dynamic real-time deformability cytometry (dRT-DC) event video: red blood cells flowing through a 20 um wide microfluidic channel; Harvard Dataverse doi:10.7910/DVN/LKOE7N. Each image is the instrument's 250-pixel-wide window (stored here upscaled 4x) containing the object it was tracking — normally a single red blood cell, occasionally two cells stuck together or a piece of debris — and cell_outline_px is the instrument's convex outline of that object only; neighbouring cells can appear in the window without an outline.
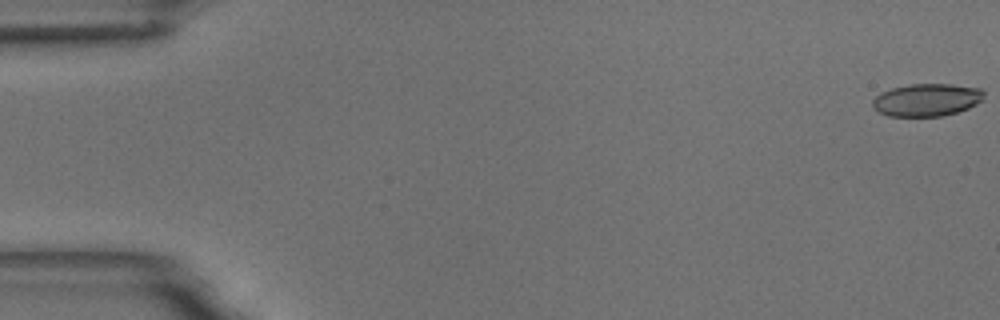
{"species": "common noctule bat (a hibernating species)", "species_latin": "Nyctalus noctula", "temperature_condition": "room temperature", "stored_images_in_passage": 52, "camera_frame_rate_fps": 3000, "um_per_image_px": 0.085, "animal": {"sex": "male", "body_mass_g": 18.8}, "frame": {"image": 1, "passage_image": 1, "time_ms": 0.0, "image_size_px": [1000, 320], "cell_outline_px": [[984, 96], [976, 104], [968, 108], [944, 116], [888, 116], [872, 108], [872, 100], [880, 92], [892, 88], [908, 84], [952, 84], [984, 88]], "centroid_in_image_um": [78.77, 8.48], "position_along_channel_um": 6.2, "area_um2": 21.33}}
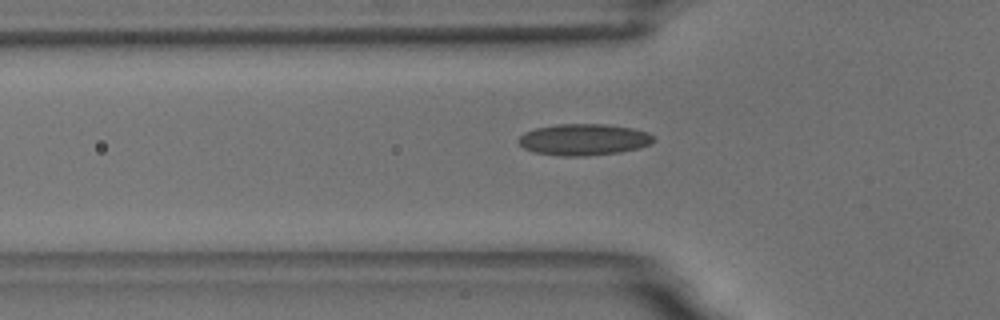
{"frame": {"image": 2, "passage_image": 19, "time_ms": 6.0, "image_size_px": [1000, 320], "cell_outline_px": [[656, 140], [652, 144], [640, 148], [620, 152], [584, 156], [560, 156], [536, 152], [524, 148], [516, 140], [524, 132], [536, 128], [556, 124], [604, 124], [632, 128], [648, 132]], "centroid_in_image_um": [49.63, 11.86], "position_along_channel_um": 76.2, "area_um2": 24.85}}
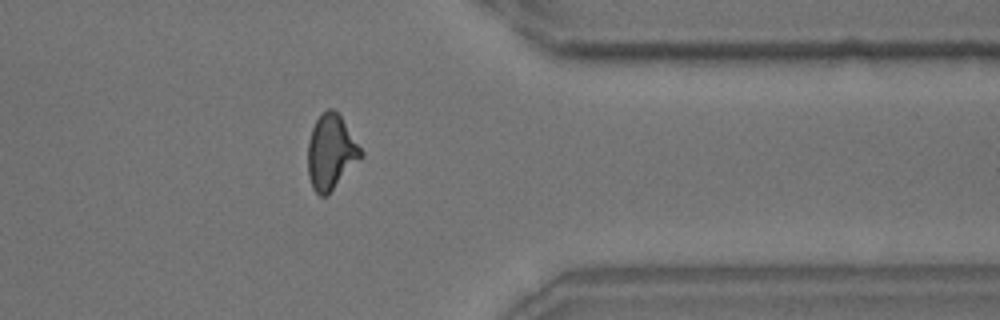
{"frame": {"image": 3, "passage_image": 45, "time_ms": 14.667, "image_size_px": [1000, 320], "cell_outline_px": [[364, 156], [328, 196], [320, 196], [312, 188], [308, 176], [308, 140], [312, 128], [320, 112], [328, 108], [332, 108], [340, 116], [364, 152]], "centroid_in_image_um": [28.14, 12.96], "position_along_channel_um": 383.3, "area_um2": 23.47}}